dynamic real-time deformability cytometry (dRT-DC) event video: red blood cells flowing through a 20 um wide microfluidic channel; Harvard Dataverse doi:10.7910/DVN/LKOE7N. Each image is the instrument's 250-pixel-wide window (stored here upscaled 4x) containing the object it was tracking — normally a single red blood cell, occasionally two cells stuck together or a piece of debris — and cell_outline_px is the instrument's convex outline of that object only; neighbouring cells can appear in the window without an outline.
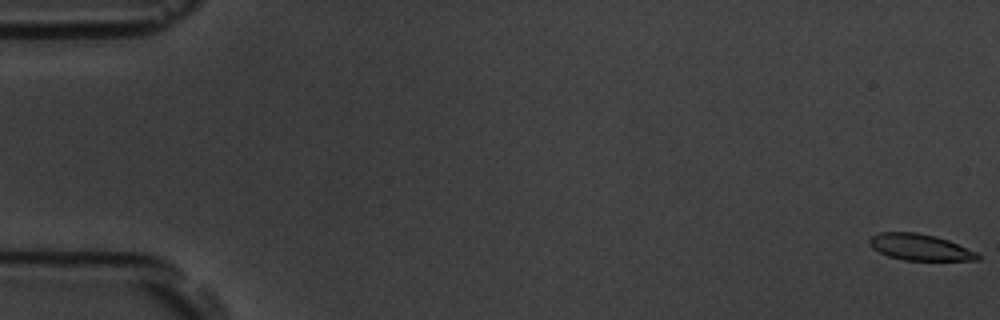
{"species": "common noctule bat (a hibernating species)", "species_latin": "Nyctalus noctula", "temperature_condition": "room temperature", "stored_images_in_passage": 7, "camera_frame_rate_fps": 3000, "um_per_image_px": 0.085, "animal": {"sex": "male", "body_mass_g": 19.5, "forearm_length_mm": 54.6}, "frame": {"image": 1, "passage_image": 1, "time_ms": 0.0, "image_size_px": [1000, 320], "cell_outline_px": [[980, 260], [904, 260], [888, 256], [872, 248], [868, 244], [868, 240], [872, 236], [880, 232], [916, 232], [936, 236], [948, 240], [976, 252], [980, 256]], "centroid_in_image_um": [78.17, 21.01], "position_along_channel_um": 6.8, "area_um2": 16.53}}
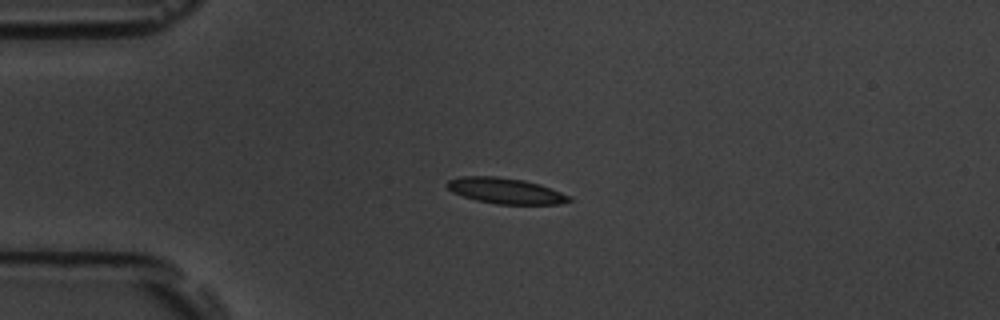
{"frame": {"image": 2, "passage_image": 5, "time_ms": 4.667, "image_size_px": [1000, 320], "cell_outline_px": [[572, 200], [560, 204], [496, 204], [476, 200], [452, 192], [444, 184], [448, 180], [460, 176], [496, 176], [524, 180], [540, 184], [560, 192], [568, 196]], "centroid_in_image_um": [42.92, 16.21], "position_along_channel_um": 42.1, "area_um2": 18.26}}
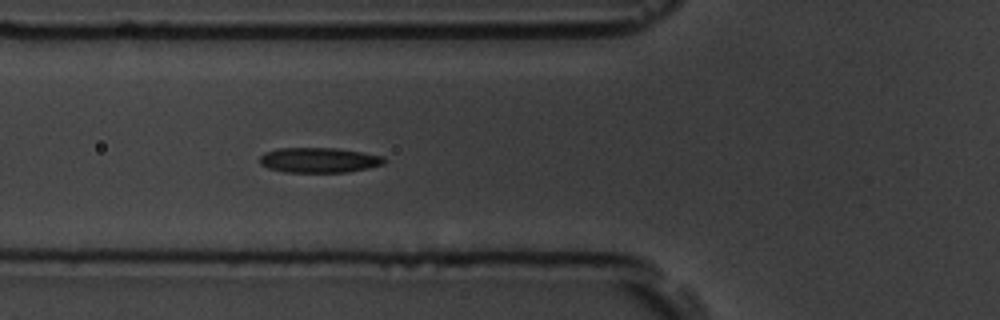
{"frame": {"image": 3, "passage_image": 7, "time_ms": 7.0, "image_size_px": [1000, 320], "cell_outline_px": [[388, 160], [384, 164], [368, 168], [348, 172], [284, 172], [268, 168], [260, 164], [260, 156], [264, 152], [280, 148], [336, 148], [384, 156]], "centroid_in_image_um": [27.13, 13.61], "position_along_channel_um": 98.7, "area_um2": 18.26}}